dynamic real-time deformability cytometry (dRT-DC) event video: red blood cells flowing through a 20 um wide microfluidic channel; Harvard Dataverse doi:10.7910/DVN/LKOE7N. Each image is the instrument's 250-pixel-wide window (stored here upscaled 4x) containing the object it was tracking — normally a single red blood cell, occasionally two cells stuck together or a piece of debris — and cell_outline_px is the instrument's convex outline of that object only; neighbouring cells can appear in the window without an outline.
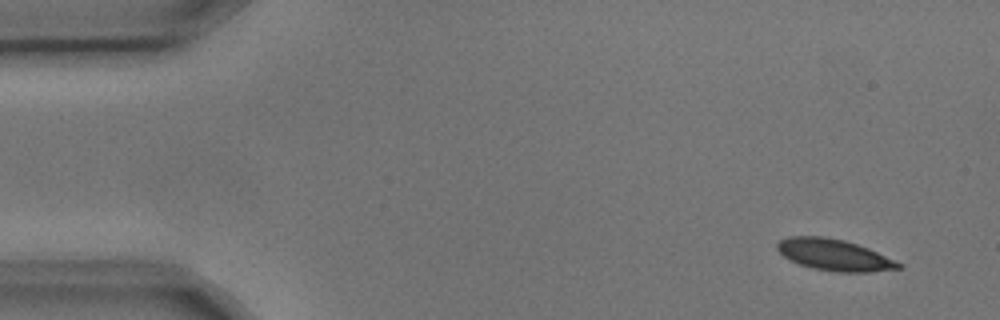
{"species": "common noctule bat (a hibernating species)", "species_latin": "Nyctalus noctula", "temperature_condition": "cold", "stored_images_in_passage": 2, "camera_frame_rate_fps": 3000, "um_per_image_px": 0.085, "animal": {"sex": "male", "body_mass_g": 17.9, "forearm_length_mm": 54.2}, "frame": {"image": 1, "passage_image": 1, "time_ms": 0.0, "image_size_px": [1000, 320], "cell_outline_px": [[904, 268], [868, 272], [836, 272], [812, 268], [800, 264], [784, 256], [776, 248], [776, 244], [780, 240], [788, 236], [824, 236], [844, 240], [868, 248], [896, 260], [904, 264]], "centroid_in_image_um": [70.94, 21.67], "position_along_channel_um": 14.1, "area_um2": 22.25}}
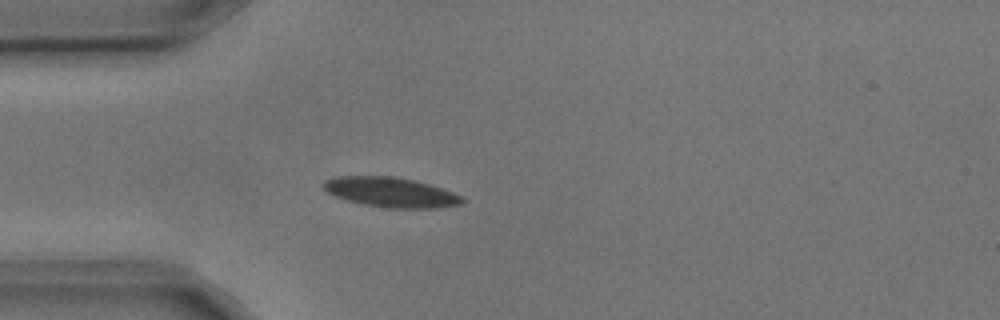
{"frame": {"image": 2, "passage_image": 2, "time_ms": 0.333, "image_size_px": [1000, 320], "cell_outline_px": [[464, 204], [432, 208], [392, 208], [364, 204], [348, 200], [336, 196], [328, 192], [320, 184], [324, 180], [336, 176], [392, 176], [416, 180], [452, 192], [460, 196], [464, 200]], "centroid_in_image_um": [33.19, 16.33], "position_along_channel_um": 51.8, "area_um2": 23.93}}